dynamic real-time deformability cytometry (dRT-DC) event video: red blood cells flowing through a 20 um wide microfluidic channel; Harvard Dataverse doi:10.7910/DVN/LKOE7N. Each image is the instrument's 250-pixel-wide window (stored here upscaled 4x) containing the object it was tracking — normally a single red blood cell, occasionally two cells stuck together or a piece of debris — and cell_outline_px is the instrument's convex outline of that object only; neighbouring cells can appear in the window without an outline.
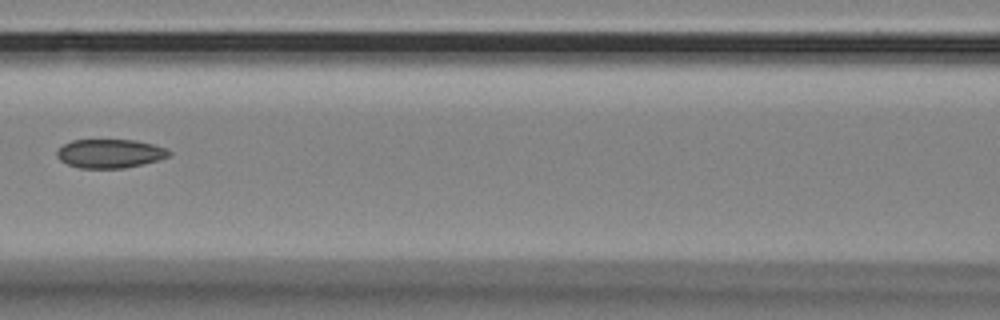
{"species": "Egyptian fruit bat (a non-hibernating species)", "species_latin": "Rousettus aegyptiacus", "temperature_condition": "room temperature", "stored_images_in_passage": 15, "camera_frame_rate_fps": 3000, "um_per_image_px": 0.085, "animal": {"sex": "female"}, "frame": {"image": 1, "passage_image": 7, "time_ms": 8.667, "image_size_px": [1000, 320], "cell_outline_px": [[172, 152], [168, 156], [156, 160], [124, 168], [80, 168], [68, 164], [60, 160], [56, 156], [56, 152], [64, 144], [72, 140], [136, 140], [152, 144], [164, 148]], "centroid_in_image_um": [9.3, 13.04], "position_along_channel_um": 157.3, "area_um2": 18.55}}
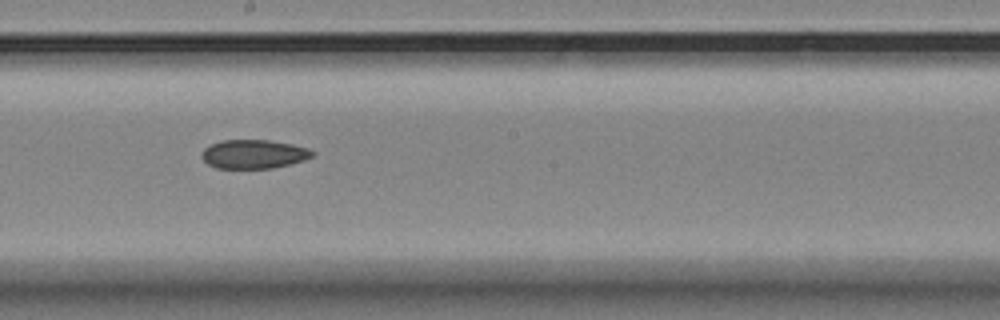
{"frame": {"image": 2, "passage_image": 9, "time_ms": 10.667, "image_size_px": [1000, 320], "cell_outline_px": [[316, 152], [312, 156], [304, 160], [272, 168], [216, 168], [208, 164], [200, 156], [200, 152], [204, 148], [220, 140], [268, 140], [292, 144], [308, 148]], "centroid_in_image_um": [21.54, 13.09], "position_along_channel_um": 226.7, "area_um2": 18.61}}
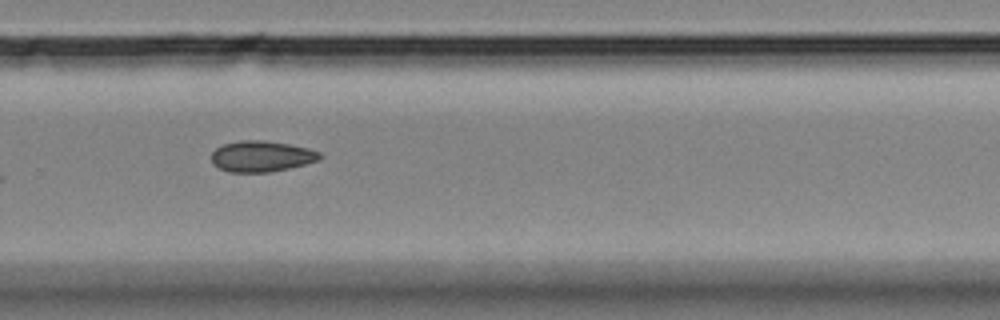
{"frame": {"image": 3, "passage_image": 11, "time_ms": 13.0, "image_size_px": [1000, 320], "cell_outline_px": [[324, 156], [320, 160], [288, 168], [268, 172], [228, 172], [212, 164], [212, 152], [216, 148], [224, 144], [240, 140], [264, 140], [288, 144], [308, 148], [320, 152]], "centroid_in_image_um": [22.23, 13.28], "position_along_channel_um": 307.6, "area_um2": 19.54}, "authors_computed_cell_mechanics": {"area_um2": 21.8484, "velocity_mm_per_s": 3.4675, "shape_relaxation_time_tau1_ms": 1.8362, "shape_relaxation_time_tau2_ms": 6.0811, "deformation_change_tau1": 0.1092, "deformation_change_tau2": 0.0785}}